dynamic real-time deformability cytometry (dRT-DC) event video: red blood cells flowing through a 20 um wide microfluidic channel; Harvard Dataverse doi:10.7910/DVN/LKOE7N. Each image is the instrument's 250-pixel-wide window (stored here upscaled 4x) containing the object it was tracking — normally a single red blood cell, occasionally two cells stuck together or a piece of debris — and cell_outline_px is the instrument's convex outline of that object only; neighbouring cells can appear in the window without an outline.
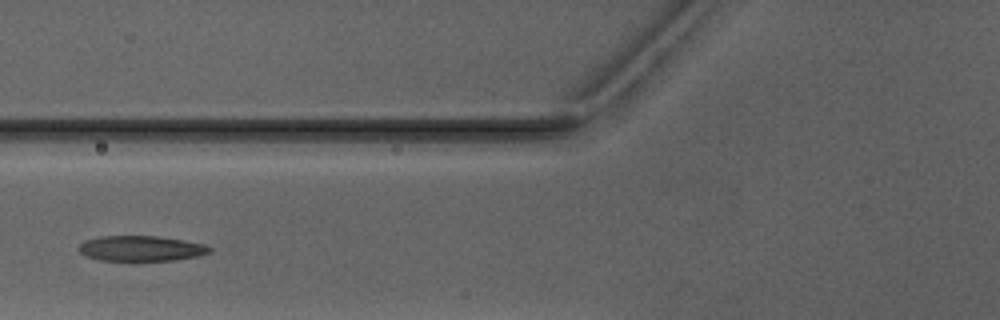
{"species": "Egyptian fruit bat (a non-hibernating species)", "species_latin": "Rousettus aegyptiacus", "temperature_condition": "warm", "stored_images_in_passage": 4, "camera_frame_rate_fps": 3000, "um_per_image_px": 0.085, "animal": {"sex": "male"}, "frame": {"image": 1, "passage_image": 4, "time_ms": 3.333, "image_size_px": [1000, 320], "cell_outline_px": [[212, 252], [200, 256], [172, 260], [100, 260], [84, 256], [76, 248], [80, 244], [88, 240], [100, 236], [160, 236], [184, 240], [204, 244], [212, 248]], "centroid_in_image_um": [12.01, 21.11], "position_along_channel_um": 113.8, "area_um2": 19.36}}